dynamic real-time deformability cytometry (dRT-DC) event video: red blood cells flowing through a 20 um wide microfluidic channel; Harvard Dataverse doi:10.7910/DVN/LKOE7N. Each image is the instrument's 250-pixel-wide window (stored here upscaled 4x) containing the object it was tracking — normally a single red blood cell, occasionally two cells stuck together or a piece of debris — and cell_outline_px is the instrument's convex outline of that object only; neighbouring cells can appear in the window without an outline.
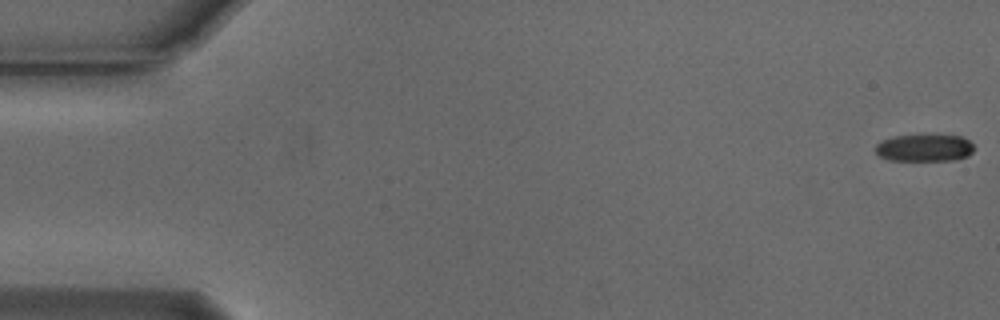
{"species": "Egyptian fruit bat (a non-hibernating species)", "species_latin": "Rousettus aegyptiacus", "temperature_condition": "cold", "stored_images_in_passage": 55, "camera_frame_rate_fps": 3000, "um_per_image_px": 0.085, "animal": {"sex": "male"}, "frame": {"image": 1, "passage_image": 1, "time_ms": 0.0, "image_size_px": [1000, 320], "cell_outline_px": [[972, 152], [968, 156], [956, 160], [888, 160], [880, 156], [876, 152], [876, 144], [880, 140], [896, 136], [960, 136], [968, 140], [972, 144]], "centroid_in_image_um": [78.55, 12.58], "position_along_channel_um": 6.4, "area_um2": 15.32}}
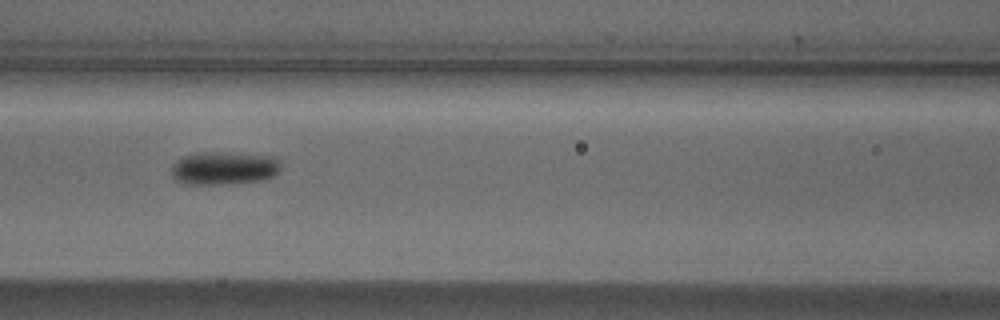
{"frame": {"image": 2, "passage_image": 24, "time_ms": 7.667, "image_size_px": [1000, 320], "cell_outline_px": [[280, 168], [272, 176], [264, 180], [224, 184], [188, 184], [176, 180], [172, 176], [172, 164], [176, 160], [184, 156], [272, 156], [276, 160]], "centroid_in_image_um": [19.0, 14.39], "position_along_channel_um": 147.6, "area_um2": 19.31}}
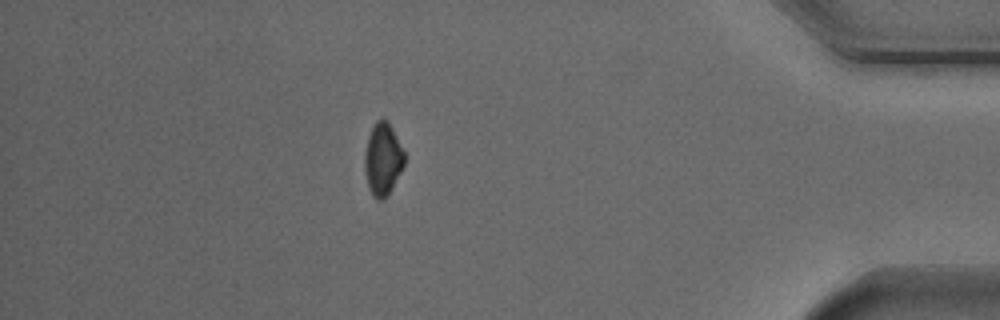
{"frame": {"image": 3, "passage_image": 48, "time_ms": 15.667, "image_size_px": [1000, 320], "cell_outline_px": [[404, 164], [400, 172], [384, 200], [376, 200], [372, 196], [364, 172], [364, 152], [368, 136], [376, 120], [388, 120], [404, 152]], "centroid_in_image_um": [32.51, 13.53], "position_along_channel_um": 402.7, "area_um2": 16.59}, "authors_computed_cell_mechanics": {"area_um2": 17.7446, "velocity_mm_per_s": 3.7714, "shape_relaxation_time_tau1_ms": 2.6199, "shape_relaxation_time_tau2_ms": null, "deformation_change_tau1": 0.1021, "deformation_change_tau2": null}}